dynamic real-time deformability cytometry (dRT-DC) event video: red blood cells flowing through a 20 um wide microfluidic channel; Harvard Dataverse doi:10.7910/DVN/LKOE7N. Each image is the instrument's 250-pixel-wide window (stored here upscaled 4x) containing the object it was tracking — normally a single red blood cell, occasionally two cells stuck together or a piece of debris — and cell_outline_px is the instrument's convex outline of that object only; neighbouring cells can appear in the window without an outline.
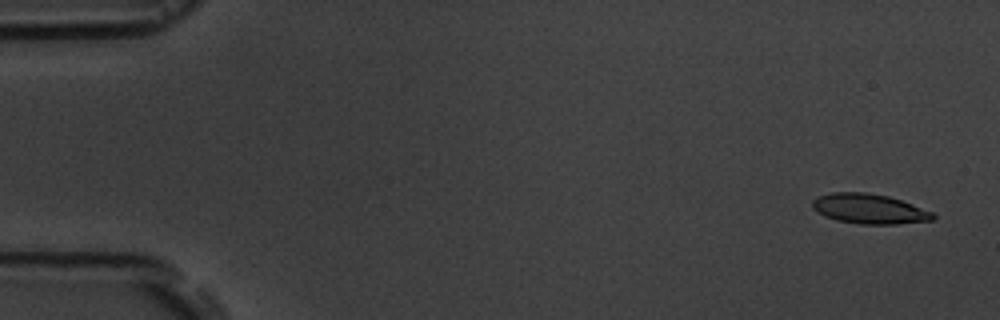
{"species": "common noctule bat (a hibernating species)", "species_latin": "Nyctalus noctula", "temperature_condition": "room temperature", "stored_images_in_passage": 5, "camera_frame_rate_fps": 3000, "um_per_image_px": 0.085, "animal": {"sex": "male", "body_mass_g": 19.5, "forearm_length_mm": 54.6}, "frame": {"image": 1, "passage_image": 1, "time_ms": 0.0, "image_size_px": [1000, 320], "cell_outline_px": [[936, 216], [932, 220], [896, 224], [860, 224], [836, 220], [824, 216], [812, 208], [812, 200], [820, 196], [832, 192], [868, 192], [888, 196], [912, 204], [932, 212]], "centroid_in_image_um": [73.86, 17.75], "position_along_channel_um": 11.1, "area_um2": 20.92}}
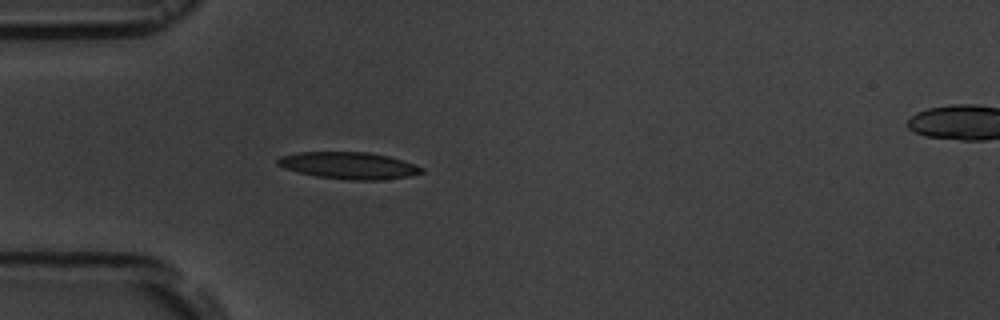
{"frame": {"image": 2, "passage_image": 5, "time_ms": 4.667, "image_size_px": [1000, 320], "cell_outline_px": [[424, 172], [408, 176], [384, 180], [352, 180], [316, 176], [284, 168], [276, 164], [276, 160], [280, 156], [296, 152], [368, 152], [388, 156], [404, 160], [416, 164], [424, 168]], "centroid_in_image_um": [29.67, 14.06], "position_along_channel_um": 55.3, "area_um2": 22.66}}